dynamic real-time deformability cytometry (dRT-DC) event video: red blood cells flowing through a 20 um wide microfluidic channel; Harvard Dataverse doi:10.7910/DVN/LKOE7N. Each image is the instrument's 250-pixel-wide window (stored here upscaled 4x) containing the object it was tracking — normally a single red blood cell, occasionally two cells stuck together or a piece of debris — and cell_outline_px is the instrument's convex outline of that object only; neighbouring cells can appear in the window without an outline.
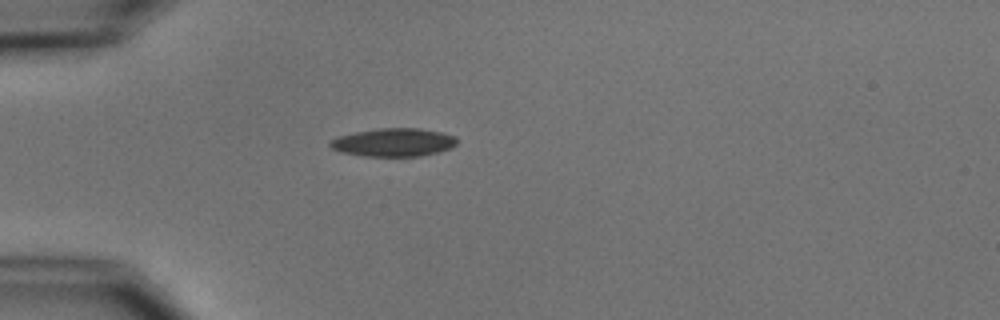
{"species": "common noctule bat (a hibernating species)", "species_latin": "Nyctalus noctula", "temperature_condition": "cold", "stored_images_in_passage": 2, "camera_frame_rate_fps": 3000, "um_per_image_px": 0.085, "animal": {"sex": "male", "body_mass_g": 15.6}, "frame": {"image": 1, "passage_image": 1, "time_ms": 0.0, "image_size_px": [1000, 320], "cell_outline_px": [[456, 144], [452, 148], [420, 156], [364, 156], [340, 152], [332, 148], [328, 144], [328, 140], [340, 136], [356, 132], [380, 128], [420, 128], [440, 132], [456, 136]], "centroid_in_image_um": [33.44, 12.1], "position_along_channel_um": 51.6, "area_um2": 20.81}}